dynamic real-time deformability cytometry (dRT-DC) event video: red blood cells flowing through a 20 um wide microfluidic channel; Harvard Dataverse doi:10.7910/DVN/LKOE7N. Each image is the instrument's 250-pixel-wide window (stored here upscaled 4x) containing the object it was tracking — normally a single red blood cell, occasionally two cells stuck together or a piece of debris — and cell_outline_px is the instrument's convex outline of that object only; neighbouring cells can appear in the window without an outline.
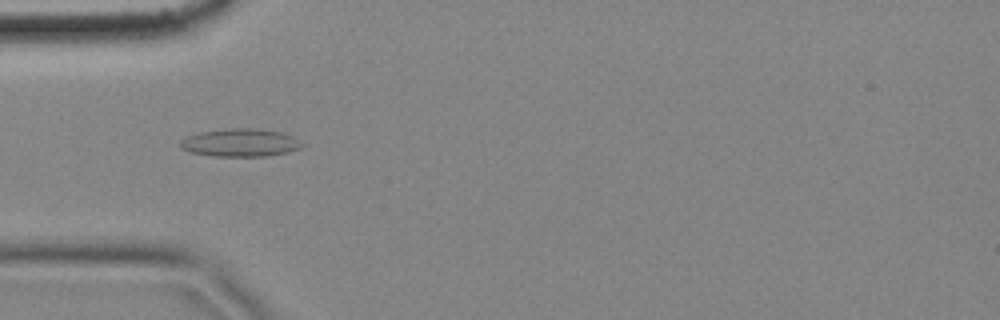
{"species": "common noctule bat (a hibernating species)", "species_latin": "Nyctalus noctula", "temperature_condition": "cold", "stored_images_in_passage": 57, "camera_frame_rate_fps": 3000, "um_per_image_px": 0.085, "animal": {"sex": "female", "body_mass_g": 18.4}, "frame": {"image": 1, "passage_image": 17, "time_ms": 5.333, "image_size_px": [1000, 320], "cell_outline_px": [[304, 144], [300, 148], [288, 152], [268, 156], [212, 156], [188, 152], [180, 148], [180, 140], [188, 136], [200, 132], [232, 128], [256, 128], [280, 132], [292, 136]], "centroid_in_image_um": [20.4, 12.13], "position_along_channel_um": 64.6, "area_um2": 19.83}}
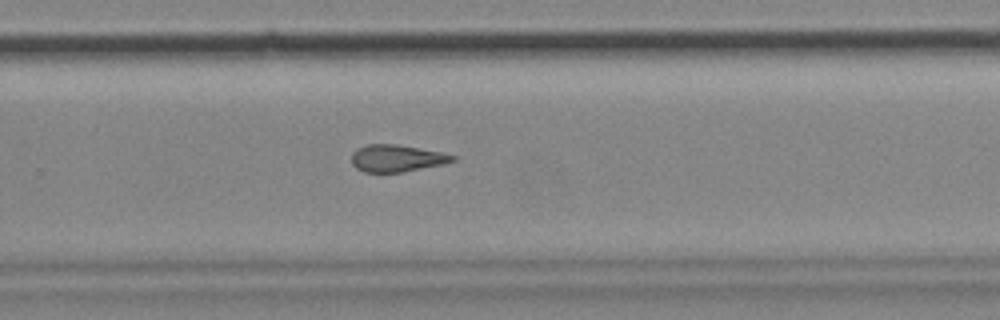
{"frame": {"image": 2, "passage_image": 37, "time_ms": 12.0, "image_size_px": [1000, 320], "cell_outline_px": [[456, 160], [444, 164], [400, 172], [364, 172], [356, 168], [352, 164], [352, 152], [356, 148], [368, 144], [396, 144], [440, 152], [456, 156]], "centroid_in_image_um": [33.69, 13.45], "position_along_channel_um": 296.1, "area_um2": 15.84}}
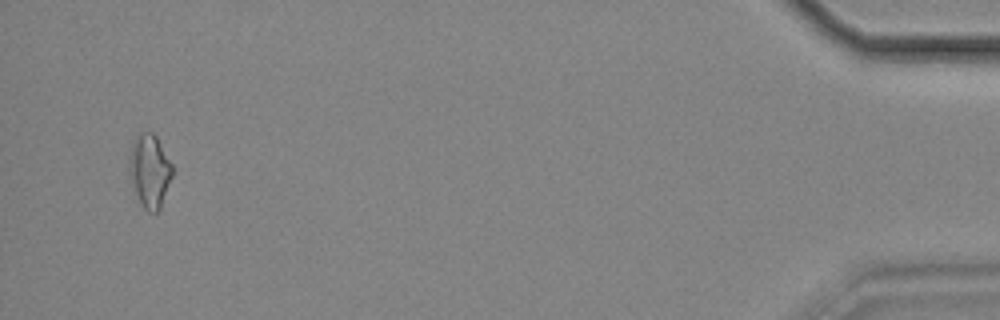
{"frame": {"image": 3, "passage_image": 55, "time_ms": 18.0, "image_size_px": [1000, 320], "cell_outline_px": [[172, 176], [160, 208], [156, 212], [148, 212], [140, 204], [132, 192], [128, 176], [128, 156], [132, 140], [140, 132], [152, 132], [156, 136], [172, 164]], "centroid_in_image_um": [12.65, 14.53], "position_along_channel_um": 422.5, "area_um2": 18.96}, "authors_computed_cell_mechanics": {"area_um2": 16.8198, "velocity_mm_per_s": 3.4919, "shape_relaxation_time_tau1_ms": null, "shape_relaxation_time_tau2_ms": 3.9536, "deformation_change_tau1": null, "deformation_change_tau2": 0.1337}}